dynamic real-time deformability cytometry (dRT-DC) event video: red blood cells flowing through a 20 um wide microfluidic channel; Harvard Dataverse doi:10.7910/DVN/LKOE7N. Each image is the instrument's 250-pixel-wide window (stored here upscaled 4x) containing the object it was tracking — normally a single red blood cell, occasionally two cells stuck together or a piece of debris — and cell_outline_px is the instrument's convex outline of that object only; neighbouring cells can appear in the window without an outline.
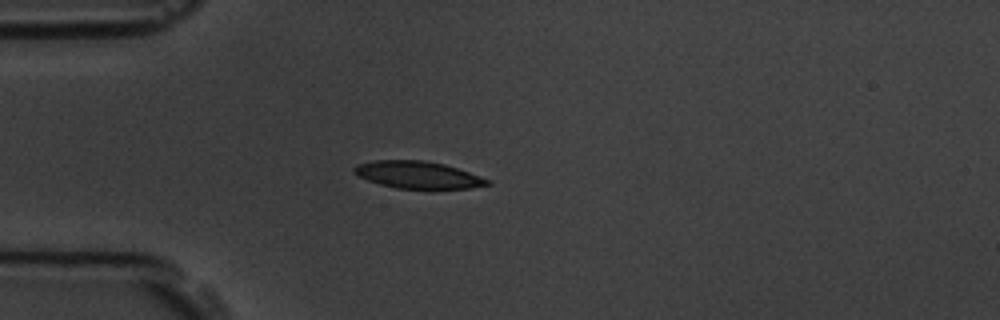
{"species": "common noctule bat (a hibernating species)", "species_latin": "Nyctalus noctula", "temperature_condition": "room temperature", "stored_images_in_passage": 5, "camera_frame_rate_fps": 3000, "um_per_image_px": 0.085, "animal": {"sex": "male", "body_mass_g": 19.5, "forearm_length_mm": 54.6}, "frame": {"image": 1, "passage_image": 4, "time_ms": 3.667, "image_size_px": [1000, 320], "cell_outline_px": [[492, 184], [468, 188], [432, 192], [396, 188], [380, 184], [368, 180], [352, 172], [352, 168], [356, 164], [372, 160], [424, 160], [444, 164], [492, 180]], "centroid_in_image_um": [35.55, 14.91], "position_along_channel_um": 49.4, "area_um2": 22.02}}